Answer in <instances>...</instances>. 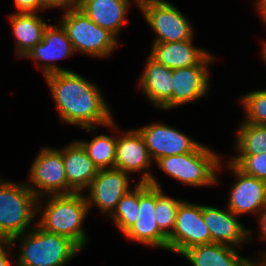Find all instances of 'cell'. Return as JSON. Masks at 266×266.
Masks as SVG:
<instances>
[{
    "mask_svg": "<svg viewBox=\"0 0 266 266\" xmlns=\"http://www.w3.org/2000/svg\"><path fill=\"white\" fill-rule=\"evenodd\" d=\"M42 13L46 10L61 9L63 12L78 7L79 0H41Z\"/></svg>",
    "mask_w": 266,
    "mask_h": 266,
    "instance_id": "cell-31",
    "label": "cell"
},
{
    "mask_svg": "<svg viewBox=\"0 0 266 266\" xmlns=\"http://www.w3.org/2000/svg\"><path fill=\"white\" fill-rule=\"evenodd\" d=\"M260 46H261V48H262V49L260 50V53H259V54L261 55L260 58H261L262 61H265L264 64H266V40H265V41L263 40V41L261 42V45H260Z\"/></svg>",
    "mask_w": 266,
    "mask_h": 266,
    "instance_id": "cell-35",
    "label": "cell"
},
{
    "mask_svg": "<svg viewBox=\"0 0 266 266\" xmlns=\"http://www.w3.org/2000/svg\"><path fill=\"white\" fill-rule=\"evenodd\" d=\"M137 129L145 139L154 163L166 156L192 152L201 144L173 125L160 121L145 124Z\"/></svg>",
    "mask_w": 266,
    "mask_h": 266,
    "instance_id": "cell-15",
    "label": "cell"
},
{
    "mask_svg": "<svg viewBox=\"0 0 266 266\" xmlns=\"http://www.w3.org/2000/svg\"><path fill=\"white\" fill-rule=\"evenodd\" d=\"M72 43L62 24H48L43 39L37 43L23 59L32 60L35 67L41 71L43 78L57 72L73 71L61 67L57 60H66L75 55ZM34 61V62H33Z\"/></svg>",
    "mask_w": 266,
    "mask_h": 266,
    "instance_id": "cell-14",
    "label": "cell"
},
{
    "mask_svg": "<svg viewBox=\"0 0 266 266\" xmlns=\"http://www.w3.org/2000/svg\"><path fill=\"white\" fill-rule=\"evenodd\" d=\"M131 177L129 173L116 168L99 170L84 193L89 212L94 207L108 218L116 209L120 199L138 183H133L131 186L130 179H134Z\"/></svg>",
    "mask_w": 266,
    "mask_h": 266,
    "instance_id": "cell-12",
    "label": "cell"
},
{
    "mask_svg": "<svg viewBox=\"0 0 266 266\" xmlns=\"http://www.w3.org/2000/svg\"><path fill=\"white\" fill-rule=\"evenodd\" d=\"M12 239L0 237V266H16Z\"/></svg>",
    "mask_w": 266,
    "mask_h": 266,
    "instance_id": "cell-30",
    "label": "cell"
},
{
    "mask_svg": "<svg viewBox=\"0 0 266 266\" xmlns=\"http://www.w3.org/2000/svg\"><path fill=\"white\" fill-rule=\"evenodd\" d=\"M184 198H175L167 195L164 189L156 187V206L154 210V219L160 230L169 237L176 221V214L180 203Z\"/></svg>",
    "mask_w": 266,
    "mask_h": 266,
    "instance_id": "cell-27",
    "label": "cell"
},
{
    "mask_svg": "<svg viewBox=\"0 0 266 266\" xmlns=\"http://www.w3.org/2000/svg\"><path fill=\"white\" fill-rule=\"evenodd\" d=\"M7 18L13 34L15 56L18 59H23L37 43L42 41L45 28L52 19L48 18L45 21L41 13L31 12H13Z\"/></svg>",
    "mask_w": 266,
    "mask_h": 266,
    "instance_id": "cell-22",
    "label": "cell"
},
{
    "mask_svg": "<svg viewBox=\"0 0 266 266\" xmlns=\"http://www.w3.org/2000/svg\"><path fill=\"white\" fill-rule=\"evenodd\" d=\"M215 57L211 52L199 65L173 70L172 110L207 99L212 89L210 71Z\"/></svg>",
    "mask_w": 266,
    "mask_h": 266,
    "instance_id": "cell-13",
    "label": "cell"
},
{
    "mask_svg": "<svg viewBox=\"0 0 266 266\" xmlns=\"http://www.w3.org/2000/svg\"><path fill=\"white\" fill-rule=\"evenodd\" d=\"M156 187L139 182V216L135 224L123 235L124 238L142 246L167 252V236L154 219Z\"/></svg>",
    "mask_w": 266,
    "mask_h": 266,
    "instance_id": "cell-16",
    "label": "cell"
},
{
    "mask_svg": "<svg viewBox=\"0 0 266 266\" xmlns=\"http://www.w3.org/2000/svg\"><path fill=\"white\" fill-rule=\"evenodd\" d=\"M136 1H137L138 5H139V4H141V3L145 2V1H150V0H136Z\"/></svg>",
    "mask_w": 266,
    "mask_h": 266,
    "instance_id": "cell-36",
    "label": "cell"
},
{
    "mask_svg": "<svg viewBox=\"0 0 266 266\" xmlns=\"http://www.w3.org/2000/svg\"><path fill=\"white\" fill-rule=\"evenodd\" d=\"M103 128L109 129L113 134L108 135L103 133L98 135V127H86L82 129L88 133L92 132L93 138L91 140L78 139L85 148L89 158L99 170L114 168L117 144L116 119L114 118L110 123L104 125Z\"/></svg>",
    "mask_w": 266,
    "mask_h": 266,
    "instance_id": "cell-24",
    "label": "cell"
},
{
    "mask_svg": "<svg viewBox=\"0 0 266 266\" xmlns=\"http://www.w3.org/2000/svg\"><path fill=\"white\" fill-rule=\"evenodd\" d=\"M133 4L138 9L136 0H79L78 8L95 24L109 30L120 40Z\"/></svg>",
    "mask_w": 266,
    "mask_h": 266,
    "instance_id": "cell-20",
    "label": "cell"
},
{
    "mask_svg": "<svg viewBox=\"0 0 266 266\" xmlns=\"http://www.w3.org/2000/svg\"><path fill=\"white\" fill-rule=\"evenodd\" d=\"M61 123L86 127H103L113 119L111 105L99 86L75 71L45 76Z\"/></svg>",
    "mask_w": 266,
    "mask_h": 266,
    "instance_id": "cell-1",
    "label": "cell"
},
{
    "mask_svg": "<svg viewBox=\"0 0 266 266\" xmlns=\"http://www.w3.org/2000/svg\"><path fill=\"white\" fill-rule=\"evenodd\" d=\"M243 120L256 125H266V88L255 89L239 98Z\"/></svg>",
    "mask_w": 266,
    "mask_h": 266,
    "instance_id": "cell-28",
    "label": "cell"
},
{
    "mask_svg": "<svg viewBox=\"0 0 266 266\" xmlns=\"http://www.w3.org/2000/svg\"><path fill=\"white\" fill-rule=\"evenodd\" d=\"M59 22L65 28L75 53L105 59L121 46V41L113 33L95 24L78 7L62 12Z\"/></svg>",
    "mask_w": 266,
    "mask_h": 266,
    "instance_id": "cell-6",
    "label": "cell"
},
{
    "mask_svg": "<svg viewBox=\"0 0 266 266\" xmlns=\"http://www.w3.org/2000/svg\"><path fill=\"white\" fill-rule=\"evenodd\" d=\"M224 168L235 180L229 188L226 207L238 217L253 214L256 218L266 206V181L243 173L227 159L222 160L218 172Z\"/></svg>",
    "mask_w": 266,
    "mask_h": 266,
    "instance_id": "cell-11",
    "label": "cell"
},
{
    "mask_svg": "<svg viewBox=\"0 0 266 266\" xmlns=\"http://www.w3.org/2000/svg\"><path fill=\"white\" fill-rule=\"evenodd\" d=\"M190 40L168 43H152L149 56L171 70L199 65L211 52L194 45Z\"/></svg>",
    "mask_w": 266,
    "mask_h": 266,
    "instance_id": "cell-21",
    "label": "cell"
},
{
    "mask_svg": "<svg viewBox=\"0 0 266 266\" xmlns=\"http://www.w3.org/2000/svg\"><path fill=\"white\" fill-rule=\"evenodd\" d=\"M13 4L16 13H42L41 0H13Z\"/></svg>",
    "mask_w": 266,
    "mask_h": 266,
    "instance_id": "cell-33",
    "label": "cell"
},
{
    "mask_svg": "<svg viewBox=\"0 0 266 266\" xmlns=\"http://www.w3.org/2000/svg\"><path fill=\"white\" fill-rule=\"evenodd\" d=\"M137 87L155 109L172 110L173 70L157 63L149 55L144 60ZM140 87V88H139Z\"/></svg>",
    "mask_w": 266,
    "mask_h": 266,
    "instance_id": "cell-18",
    "label": "cell"
},
{
    "mask_svg": "<svg viewBox=\"0 0 266 266\" xmlns=\"http://www.w3.org/2000/svg\"><path fill=\"white\" fill-rule=\"evenodd\" d=\"M139 216V182L118 202L116 209L107 218L124 235Z\"/></svg>",
    "mask_w": 266,
    "mask_h": 266,
    "instance_id": "cell-26",
    "label": "cell"
},
{
    "mask_svg": "<svg viewBox=\"0 0 266 266\" xmlns=\"http://www.w3.org/2000/svg\"><path fill=\"white\" fill-rule=\"evenodd\" d=\"M232 246L211 243L194 246L181 256L192 266H255V257L241 255Z\"/></svg>",
    "mask_w": 266,
    "mask_h": 266,
    "instance_id": "cell-23",
    "label": "cell"
},
{
    "mask_svg": "<svg viewBox=\"0 0 266 266\" xmlns=\"http://www.w3.org/2000/svg\"><path fill=\"white\" fill-rule=\"evenodd\" d=\"M154 162L151 159L148 148L140 131L135 129L121 130L117 124V144L114 168L129 173L136 178L140 174L138 182L149 183L152 186L163 189L162 184L153 175ZM152 170H151V169Z\"/></svg>",
    "mask_w": 266,
    "mask_h": 266,
    "instance_id": "cell-8",
    "label": "cell"
},
{
    "mask_svg": "<svg viewBox=\"0 0 266 266\" xmlns=\"http://www.w3.org/2000/svg\"><path fill=\"white\" fill-rule=\"evenodd\" d=\"M228 161L243 173L266 181V151L257 155H230Z\"/></svg>",
    "mask_w": 266,
    "mask_h": 266,
    "instance_id": "cell-29",
    "label": "cell"
},
{
    "mask_svg": "<svg viewBox=\"0 0 266 266\" xmlns=\"http://www.w3.org/2000/svg\"><path fill=\"white\" fill-rule=\"evenodd\" d=\"M204 244H211V235L203 218V204L185 198L178 207L173 232L167 238V252L182 255Z\"/></svg>",
    "mask_w": 266,
    "mask_h": 266,
    "instance_id": "cell-10",
    "label": "cell"
},
{
    "mask_svg": "<svg viewBox=\"0 0 266 266\" xmlns=\"http://www.w3.org/2000/svg\"><path fill=\"white\" fill-rule=\"evenodd\" d=\"M12 243L17 248L16 266H66L82 252L67 237L48 232L38 224L14 237Z\"/></svg>",
    "mask_w": 266,
    "mask_h": 266,
    "instance_id": "cell-3",
    "label": "cell"
},
{
    "mask_svg": "<svg viewBox=\"0 0 266 266\" xmlns=\"http://www.w3.org/2000/svg\"><path fill=\"white\" fill-rule=\"evenodd\" d=\"M138 10L154 33L152 43L186 41L195 36L191 19L168 0L145 1Z\"/></svg>",
    "mask_w": 266,
    "mask_h": 266,
    "instance_id": "cell-7",
    "label": "cell"
},
{
    "mask_svg": "<svg viewBox=\"0 0 266 266\" xmlns=\"http://www.w3.org/2000/svg\"><path fill=\"white\" fill-rule=\"evenodd\" d=\"M253 5L258 13V18L260 17L262 24L266 26V0H254Z\"/></svg>",
    "mask_w": 266,
    "mask_h": 266,
    "instance_id": "cell-34",
    "label": "cell"
},
{
    "mask_svg": "<svg viewBox=\"0 0 266 266\" xmlns=\"http://www.w3.org/2000/svg\"><path fill=\"white\" fill-rule=\"evenodd\" d=\"M27 175L26 184L38 197L67 194V179L62 151L42 146L36 153Z\"/></svg>",
    "mask_w": 266,
    "mask_h": 266,
    "instance_id": "cell-9",
    "label": "cell"
},
{
    "mask_svg": "<svg viewBox=\"0 0 266 266\" xmlns=\"http://www.w3.org/2000/svg\"><path fill=\"white\" fill-rule=\"evenodd\" d=\"M212 149L202 142L192 152L166 156L154 164H157L161 172L182 185L195 188L219 186L221 179L218 175L221 173L218 171L224 158Z\"/></svg>",
    "mask_w": 266,
    "mask_h": 266,
    "instance_id": "cell-4",
    "label": "cell"
},
{
    "mask_svg": "<svg viewBox=\"0 0 266 266\" xmlns=\"http://www.w3.org/2000/svg\"><path fill=\"white\" fill-rule=\"evenodd\" d=\"M219 208L203 203V218L210 230L211 243L223 244L237 249L250 245V229L226 205Z\"/></svg>",
    "mask_w": 266,
    "mask_h": 266,
    "instance_id": "cell-17",
    "label": "cell"
},
{
    "mask_svg": "<svg viewBox=\"0 0 266 266\" xmlns=\"http://www.w3.org/2000/svg\"><path fill=\"white\" fill-rule=\"evenodd\" d=\"M89 213L84 193L38 198L37 224L48 232L67 237L82 251L90 244L89 234L84 225Z\"/></svg>",
    "mask_w": 266,
    "mask_h": 266,
    "instance_id": "cell-2",
    "label": "cell"
},
{
    "mask_svg": "<svg viewBox=\"0 0 266 266\" xmlns=\"http://www.w3.org/2000/svg\"><path fill=\"white\" fill-rule=\"evenodd\" d=\"M59 149L63 154L67 194L85 193L99 169L78 140L75 139Z\"/></svg>",
    "mask_w": 266,
    "mask_h": 266,
    "instance_id": "cell-19",
    "label": "cell"
},
{
    "mask_svg": "<svg viewBox=\"0 0 266 266\" xmlns=\"http://www.w3.org/2000/svg\"><path fill=\"white\" fill-rule=\"evenodd\" d=\"M38 197L25 181L0 179V237L13 239L37 224Z\"/></svg>",
    "mask_w": 266,
    "mask_h": 266,
    "instance_id": "cell-5",
    "label": "cell"
},
{
    "mask_svg": "<svg viewBox=\"0 0 266 266\" xmlns=\"http://www.w3.org/2000/svg\"><path fill=\"white\" fill-rule=\"evenodd\" d=\"M235 129V155H257L266 151V125L241 121Z\"/></svg>",
    "mask_w": 266,
    "mask_h": 266,
    "instance_id": "cell-25",
    "label": "cell"
},
{
    "mask_svg": "<svg viewBox=\"0 0 266 266\" xmlns=\"http://www.w3.org/2000/svg\"><path fill=\"white\" fill-rule=\"evenodd\" d=\"M257 221V227L255 232L258 234L257 237L254 235V229H250V244L254 243L255 239L259 242H264L266 244V206L259 212V214L256 217ZM258 229V230H257ZM253 233V234H252ZM256 237V238H255ZM252 241V242H251Z\"/></svg>",
    "mask_w": 266,
    "mask_h": 266,
    "instance_id": "cell-32",
    "label": "cell"
}]
</instances>
